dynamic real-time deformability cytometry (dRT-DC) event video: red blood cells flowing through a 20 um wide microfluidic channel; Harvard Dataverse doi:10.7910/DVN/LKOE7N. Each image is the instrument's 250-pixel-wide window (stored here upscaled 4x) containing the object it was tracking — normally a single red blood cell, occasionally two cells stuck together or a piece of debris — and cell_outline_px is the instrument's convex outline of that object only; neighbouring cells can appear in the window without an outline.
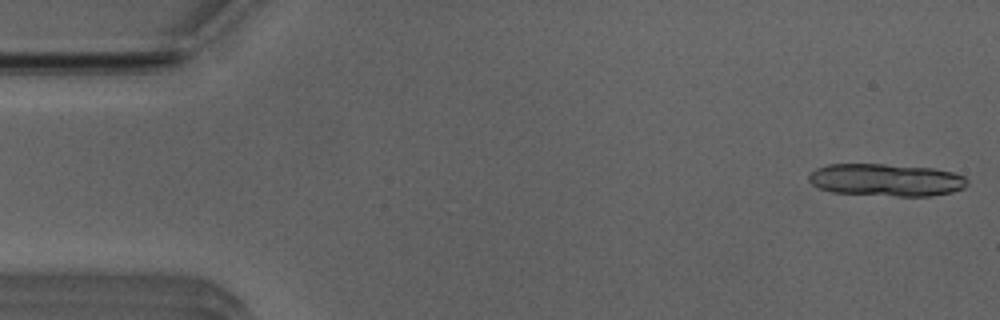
{"species": "Egyptian fruit bat (a non-hibernating species)", "species_latin": "Rousettus aegyptiacus", "temperature_condition": "room temperature", "stored_images_in_passage": 12, "camera_frame_rate_fps": 3000, "um_per_image_px": 0.085, "animal": {"sex": "male"}, "frame": {"image": 1, "passage_image": 1, "time_ms": 0.0, "image_size_px": [1000, 320], "cell_outline_px": [[968, 184], [964, 188], [952, 192], [932, 196], [896, 196], [832, 192], [820, 188], [812, 184], [808, 180], [808, 176], [816, 168], [828, 164], [884, 164], [932, 168], [952, 172], [964, 176], [968, 180]], "centroid_in_image_um": [75.34, 15.29], "position_along_channel_um": 9.7, "area_um2": 30.0}}